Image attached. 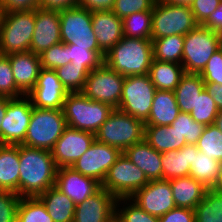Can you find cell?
Segmentation results:
<instances>
[{
    "instance_id": "6da1fadb",
    "label": "cell",
    "mask_w": 222,
    "mask_h": 222,
    "mask_svg": "<svg viewBox=\"0 0 222 222\" xmlns=\"http://www.w3.org/2000/svg\"><path fill=\"white\" fill-rule=\"evenodd\" d=\"M19 196L37 197L55 186L56 171L52 152L19 145Z\"/></svg>"
},
{
    "instance_id": "7a4b0ae2",
    "label": "cell",
    "mask_w": 222,
    "mask_h": 222,
    "mask_svg": "<svg viewBox=\"0 0 222 222\" xmlns=\"http://www.w3.org/2000/svg\"><path fill=\"white\" fill-rule=\"evenodd\" d=\"M152 59V40L123 36L105 54L104 63L125 77L148 74Z\"/></svg>"
},
{
    "instance_id": "3957f363",
    "label": "cell",
    "mask_w": 222,
    "mask_h": 222,
    "mask_svg": "<svg viewBox=\"0 0 222 222\" xmlns=\"http://www.w3.org/2000/svg\"><path fill=\"white\" fill-rule=\"evenodd\" d=\"M113 110L110 105L93 101L82 92L68 93L62 107L68 127L94 134Z\"/></svg>"
},
{
    "instance_id": "277c9868",
    "label": "cell",
    "mask_w": 222,
    "mask_h": 222,
    "mask_svg": "<svg viewBox=\"0 0 222 222\" xmlns=\"http://www.w3.org/2000/svg\"><path fill=\"white\" fill-rule=\"evenodd\" d=\"M35 29V9L1 12L0 54L11 55L30 51Z\"/></svg>"
},
{
    "instance_id": "5b68a950",
    "label": "cell",
    "mask_w": 222,
    "mask_h": 222,
    "mask_svg": "<svg viewBox=\"0 0 222 222\" xmlns=\"http://www.w3.org/2000/svg\"><path fill=\"white\" fill-rule=\"evenodd\" d=\"M145 123L118 109H114L95 133L96 141L124 152L144 140Z\"/></svg>"
},
{
    "instance_id": "8992f818",
    "label": "cell",
    "mask_w": 222,
    "mask_h": 222,
    "mask_svg": "<svg viewBox=\"0 0 222 222\" xmlns=\"http://www.w3.org/2000/svg\"><path fill=\"white\" fill-rule=\"evenodd\" d=\"M66 127L62 109H42L33 106L22 145L51 151Z\"/></svg>"
},
{
    "instance_id": "52a82bcc",
    "label": "cell",
    "mask_w": 222,
    "mask_h": 222,
    "mask_svg": "<svg viewBox=\"0 0 222 222\" xmlns=\"http://www.w3.org/2000/svg\"><path fill=\"white\" fill-rule=\"evenodd\" d=\"M222 47L221 33L198 25L184 35L182 66L185 73L200 74L210 57Z\"/></svg>"
},
{
    "instance_id": "ba28073f",
    "label": "cell",
    "mask_w": 222,
    "mask_h": 222,
    "mask_svg": "<svg viewBox=\"0 0 222 222\" xmlns=\"http://www.w3.org/2000/svg\"><path fill=\"white\" fill-rule=\"evenodd\" d=\"M199 24L190 7L155 1L152 11V39L186 35Z\"/></svg>"
},
{
    "instance_id": "9c48e42d",
    "label": "cell",
    "mask_w": 222,
    "mask_h": 222,
    "mask_svg": "<svg viewBox=\"0 0 222 222\" xmlns=\"http://www.w3.org/2000/svg\"><path fill=\"white\" fill-rule=\"evenodd\" d=\"M61 42L86 50H100L92 28V12L72 7L59 12Z\"/></svg>"
},
{
    "instance_id": "30bf717a",
    "label": "cell",
    "mask_w": 222,
    "mask_h": 222,
    "mask_svg": "<svg viewBox=\"0 0 222 222\" xmlns=\"http://www.w3.org/2000/svg\"><path fill=\"white\" fill-rule=\"evenodd\" d=\"M156 91L148 74L125 76L118 110L145 122Z\"/></svg>"
},
{
    "instance_id": "8fae6325",
    "label": "cell",
    "mask_w": 222,
    "mask_h": 222,
    "mask_svg": "<svg viewBox=\"0 0 222 222\" xmlns=\"http://www.w3.org/2000/svg\"><path fill=\"white\" fill-rule=\"evenodd\" d=\"M125 77L105 63L89 72L82 93L93 101H99L118 109Z\"/></svg>"
},
{
    "instance_id": "7c38bea8",
    "label": "cell",
    "mask_w": 222,
    "mask_h": 222,
    "mask_svg": "<svg viewBox=\"0 0 222 222\" xmlns=\"http://www.w3.org/2000/svg\"><path fill=\"white\" fill-rule=\"evenodd\" d=\"M148 182L145 173L122 153L110 167L101 187L116 198H130Z\"/></svg>"
},
{
    "instance_id": "4fadbf2b",
    "label": "cell",
    "mask_w": 222,
    "mask_h": 222,
    "mask_svg": "<svg viewBox=\"0 0 222 222\" xmlns=\"http://www.w3.org/2000/svg\"><path fill=\"white\" fill-rule=\"evenodd\" d=\"M32 111V101L27 95L8 98L1 124V144L20 145L24 142Z\"/></svg>"
},
{
    "instance_id": "5bb4252c",
    "label": "cell",
    "mask_w": 222,
    "mask_h": 222,
    "mask_svg": "<svg viewBox=\"0 0 222 222\" xmlns=\"http://www.w3.org/2000/svg\"><path fill=\"white\" fill-rule=\"evenodd\" d=\"M122 153L116 147L95 140L71 167L82 175L93 178L102 184L110 167Z\"/></svg>"
},
{
    "instance_id": "9a60e30c",
    "label": "cell",
    "mask_w": 222,
    "mask_h": 222,
    "mask_svg": "<svg viewBox=\"0 0 222 222\" xmlns=\"http://www.w3.org/2000/svg\"><path fill=\"white\" fill-rule=\"evenodd\" d=\"M95 140L94 133L67 126L51 150L56 167H71Z\"/></svg>"
},
{
    "instance_id": "2e32d148",
    "label": "cell",
    "mask_w": 222,
    "mask_h": 222,
    "mask_svg": "<svg viewBox=\"0 0 222 222\" xmlns=\"http://www.w3.org/2000/svg\"><path fill=\"white\" fill-rule=\"evenodd\" d=\"M130 199L145 212L155 217H161L176 208L170 180H152L136 191Z\"/></svg>"
},
{
    "instance_id": "e0dca14e",
    "label": "cell",
    "mask_w": 222,
    "mask_h": 222,
    "mask_svg": "<svg viewBox=\"0 0 222 222\" xmlns=\"http://www.w3.org/2000/svg\"><path fill=\"white\" fill-rule=\"evenodd\" d=\"M68 92L53 69L41 68L37 83L27 94L32 105L42 109H62Z\"/></svg>"
},
{
    "instance_id": "ac0fdd59",
    "label": "cell",
    "mask_w": 222,
    "mask_h": 222,
    "mask_svg": "<svg viewBox=\"0 0 222 222\" xmlns=\"http://www.w3.org/2000/svg\"><path fill=\"white\" fill-rule=\"evenodd\" d=\"M117 198L100 188L85 201L75 205L73 222H114Z\"/></svg>"
},
{
    "instance_id": "d6986e66",
    "label": "cell",
    "mask_w": 222,
    "mask_h": 222,
    "mask_svg": "<svg viewBox=\"0 0 222 222\" xmlns=\"http://www.w3.org/2000/svg\"><path fill=\"white\" fill-rule=\"evenodd\" d=\"M61 42L59 11L35 9V29L30 51L40 55L51 46Z\"/></svg>"
},
{
    "instance_id": "ffe728a7",
    "label": "cell",
    "mask_w": 222,
    "mask_h": 222,
    "mask_svg": "<svg viewBox=\"0 0 222 222\" xmlns=\"http://www.w3.org/2000/svg\"><path fill=\"white\" fill-rule=\"evenodd\" d=\"M55 187L77 205L97 192L101 184L75 171L72 167H60L56 171Z\"/></svg>"
},
{
    "instance_id": "44dd1931",
    "label": "cell",
    "mask_w": 222,
    "mask_h": 222,
    "mask_svg": "<svg viewBox=\"0 0 222 222\" xmlns=\"http://www.w3.org/2000/svg\"><path fill=\"white\" fill-rule=\"evenodd\" d=\"M92 28L99 48L104 54L124 36L123 21L112 10L93 11Z\"/></svg>"
},
{
    "instance_id": "7402d4cb",
    "label": "cell",
    "mask_w": 222,
    "mask_h": 222,
    "mask_svg": "<svg viewBox=\"0 0 222 222\" xmlns=\"http://www.w3.org/2000/svg\"><path fill=\"white\" fill-rule=\"evenodd\" d=\"M6 56L10 60L16 86L27 95L37 83L41 69L39 55L27 51Z\"/></svg>"
},
{
    "instance_id": "603a6c76",
    "label": "cell",
    "mask_w": 222,
    "mask_h": 222,
    "mask_svg": "<svg viewBox=\"0 0 222 222\" xmlns=\"http://www.w3.org/2000/svg\"><path fill=\"white\" fill-rule=\"evenodd\" d=\"M123 153L145 173L149 181L162 180V153L155 150L145 140L133 144Z\"/></svg>"
},
{
    "instance_id": "cb8c5ba5",
    "label": "cell",
    "mask_w": 222,
    "mask_h": 222,
    "mask_svg": "<svg viewBox=\"0 0 222 222\" xmlns=\"http://www.w3.org/2000/svg\"><path fill=\"white\" fill-rule=\"evenodd\" d=\"M19 145L0 144V190L19 195Z\"/></svg>"
},
{
    "instance_id": "d4e9b609",
    "label": "cell",
    "mask_w": 222,
    "mask_h": 222,
    "mask_svg": "<svg viewBox=\"0 0 222 222\" xmlns=\"http://www.w3.org/2000/svg\"><path fill=\"white\" fill-rule=\"evenodd\" d=\"M176 207L195 209L202 201L208 188L190 175L170 180Z\"/></svg>"
},
{
    "instance_id": "484cf974",
    "label": "cell",
    "mask_w": 222,
    "mask_h": 222,
    "mask_svg": "<svg viewBox=\"0 0 222 222\" xmlns=\"http://www.w3.org/2000/svg\"><path fill=\"white\" fill-rule=\"evenodd\" d=\"M197 149V145L187 144L180 150L162 153V179L171 180L188 176L190 174V165L193 163L194 152Z\"/></svg>"
},
{
    "instance_id": "4316f807",
    "label": "cell",
    "mask_w": 222,
    "mask_h": 222,
    "mask_svg": "<svg viewBox=\"0 0 222 222\" xmlns=\"http://www.w3.org/2000/svg\"><path fill=\"white\" fill-rule=\"evenodd\" d=\"M174 91L157 90L145 125H171L180 113Z\"/></svg>"
},
{
    "instance_id": "83f0119b",
    "label": "cell",
    "mask_w": 222,
    "mask_h": 222,
    "mask_svg": "<svg viewBox=\"0 0 222 222\" xmlns=\"http://www.w3.org/2000/svg\"><path fill=\"white\" fill-rule=\"evenodd\" d=\"M37 198L44 204L53 222H73L75 204L55 186L50 187Z\"/></svg>"
},
{
    "instance_id": "f1b7e54d",
    "label": "cell",
    "mask_w": 222,
    "mask_h": 222,
    "mask_svg": "<svg viewBox=\"0 0 222 222\" xmlns=\"http://www.w3.org/2000/svg\"><path fill=\"white\" fill-rule=\"evenodd\" d=\"M144 140L160 153L180 150L187 145L185 138L171 125H145Z\"/></svg>"
},
{
    "instance_id": "f546056e",
    "label": "cell",
    "mask_w": 222,
    "mask_h": 222,
    "mask_svg": "<svg viewBox=\"0 0 222 222\" xmlns=\"http://www.w3.org/2000/svg\"><path fill=\"white\" fill-rule=\"evenodd\" d=\"M185 74L182 64L152 59L149 77L157 90L174 91Z\"/></svg>"
},
{
    "instance_id": "4dcf8cb0",
    "label": "cell",
    "mask_w": 222,
    "mask_h": 222,
    "mask_svg": "<svg viewBox=\"0 0 222 222\" xmlns=\"http://www.w3.org/2000/svg\"><path fill=\"white\" fill-rule=\"evenodd\" d=\"M205 89V83L200 74L185 73L174 93L181 112L191 113L195 108L197 97Z\"/></svg>"
},
{
    "instance_id": "1f68e13d",
    "label": "cell",
    "mask_w": 222,
    "mask_h": 222,
    "mask_svg": "<svg viewBox=\"0 0 222 222\" xmlns=\"http://www.w3.org/2000/svg\"><path fill=\"white\" fill-rule=\"evenodd\" d=\"M222 163L208 158L198 149L194 152L193 163L190 165V176L203 183L208 189H213L220 180Z\"/></svg>"
},
{
    "instance_id": "d6a6232c",
    "label": "cell",
    "mask_w": 222,
    "mask_h": 222,
    "mask_svg": "<svg viewBox=\"0 0 222 222\" xmlns=\"http://www.w3.org/2000/svg\"><path fill=\"white\" fill-rule=\"evenodd\" d=\"M152 40L153 59L182 64L184 36L170 35Z\"/></svg>"
},
{
    "instance_id": "836d02e7",
    "label": "cell",
    "mask_w": 222,
    "mask_h": 222,
    "mask_svg": "<svg viewBox=\"0 0 222 222\" xmlns=\"http://www.w3.org/2000/svg\"><path fill=\"white\" fill-rule=\"evenodd\" d=\"M194 212L195 222H222V193L208 189Z\"/></svg>"
},
{
    "instance_id": "e575fe53",
    "label": "cell",
    "mask_w": 222,
    "mask_h": 222,
    "mask_svg": "<svg viewBox=\"0 0 222 222\" xmlns=\"http://www.w3.org/2000/svg\"><path fill=\"white\" fill-rule=\"evenodd\" d=\"M122 21L125 37L152 39V11L133 13L124 17Z\"/></svg>"
},
{
    "instance_id": "d590c367",
    "label": "cell",
    "mask_w": 222,
    "mask_h": 222,
    "mask_svg": "<svg viewBox=\"0 0 222 222\" xmlns=\"http://www.w3.org/2000/svg\"><path fill=\"white\" fill-rule=\"evenodd\" d=\"M59 80L68 93L82 92L89 70L85 66L67 63L55 69Z\"/></svg>"
},
{
    "instance_id": "8d00e7d4",
    "label": "cell",
    "mask_w": 222,
    "mask_h": 222,
    "mask_svg": "<svg viewBox=\"0 0 222 222\" xmlns=\"http://www.w3.org/2000/svg\"><path fill=\"white\" fill-rule=\"evenodd\" d=\"M16 222H53V219L37 197H21Z\"/></svg>"
},
{
    "instance_id": "74e56055",
    "label": "cell",
    "mask_w": 222,
    "mask_h": 222,
    "mask_svg": "<svg viewBox=\"0 0 222 222\" xmlns=\"http://www.w3.org/2000/svg\"><path fill=\"white\" fill-rule=\"evenodd\" d=\"M115 221L116 222H159L158 217L152 216L151 214L145 212L130 198H117L115 206Z\"/></svg>"
},
{
    "instance_id": "f35d334b",
    "label": "cell",
    "mask_w": 222,
    "mask_h": 222,
    "mask_svg": "<svg viewBox=\"0 0 222 222\" xmlns=\"http://www.w3.org/2000/svg\"><path fill=\"white\" fill-rule=\"evenodd\" d=\"M196 145L198 150L208 158H213L222 163V133L214 124L204 127Z\"/></svg>"
},
{
    "instance_id": "ab89813d",
    "label": "cell",
    "mask_w": 222,
    "mask_h": 222,
    "mask_svg": "<svg viewBox=\"0 0 222 222\" xmlns=\"http://www.w3.org/2000/svg\"><path fill=\"white\" fill-rule=\"evenodd\" d=\"M218 111L219 109L217 108L215 101L208 94L206 89H204L199 97H197L195 108L191 111L190 115L196 122L208 126L214 124Z\"/></svg>"
},
{
    "instance_id": "60d3db41",
    "label": "cell",
    "mask_w": 222,
    "mask_h": 222,
    "mask_svg": "<svg viewBox=\"0 0 222 222\" xmlns=\"http://www.w3.org/2000/svg\"><path fill=\"white\" fill-rule=\"evenodd\" d=\"M69 63L85 66L89 71L97 69L104 63L105 54L101 50H86L69 44Z\"/></svg>"
},
{
    "instance_id": "b9f144b4",
    "label": "cell",
    "mask_w": 222,
    "mask_h": 222,
    "mask_svg": "<svg viewBox=\"0 0 222 222\" xmlns=\"http://www.w3.org/2000/svg\"><path fill=\"white\" fill-rule=\"evenodd\" d=\"M171 126L185 138L186 144L189 145L197 144L205 127L203 124L193 120L190 113L185 112H180Z\"/></svg>"
},
{
    "instance_id": "7bdbcfd3",
    "label": "cell",
    "mask_w": 222,
    "mask_h": 222,
    "mask_svg": "<svg viewBox=\"0 0 222 222\" xmlns=\"http://www.w3.org/2000/svg\"><path fill=\"white\" fill-rule=\"evenodd\" d=\"M24 95L16 86L9 58L0 54V97L19 98Z\"/></svg>"
},
{
    "instance_id": "ee69618b",
    "label": "cell",
    "mask_w": 222,
    "mask_h": 222,
    "mask_svg": "<svg viewBox=\"0 0 222 222\" xmlns=\"http://www.w3.org/2000/svg\"><path fill=\"white\" fill-rule=\"evenodd\" d=\"M69 44L60 42L51 46L49 49L39 55L41 68L53 69L64 66L69 63Z\"/></svg>"
},
{
    "instance_id": "f6af8a7d",
    "label": "cell",
    "mask_w": 222,
    "mask_h": 222,
    "mask_svg": "<svg viewBox=\"0 0 222 222\" xmlns=\"http://www.w3.org/2000/svg\"><path fill=\"white\" fill-rule=\"evenodd\" d=\"M155 0H115L113 13L119 18L142 11H153Z\"/></svg>"
},
{
    "instance_id": "bcb514c9",
    "label": "cell",
    "mask_w": 222,
    "mask_h": 222,
    "mask_svg": "<svg viewBox=\"0 0 222 222\" xmlns=\"http://www.w3.org/2000/svg\"><path fill=\"white\" fill-rule=\"evenodd\" d=\"M20 196L12 191L0 190V222H16Z\"/></svg>"
},
{
    "instance_id": "7dc6e473",
    "label": "cell",
    "mask_w": 222,
    "mask_h": 222,
    "mask_svg": "<svg viewBox=\"0 0 222 222\" xmlns=\"http://www.w3.org/2000/svg\"><path fill=\"white\" fill-rule=\"evenodd\" d=\"M200 76L204 83L222 84V47L210 57Z\"/></svg>"
},
{
    "instance_id": "c3c4849f",
    "label": "cell",
    "mask_w": 222,
    "mask_h": 222,
    "mask_svg": "<svg viewBox=\"0 0 222 222\" xmlns=\"http://www.w3.org/2000/svg\"><path fill=\"white\" fill-rule=\"evenodd\" d=\"M221 3L222 0H194L190 8L196 22L202 25Z\"/></svg>"
},
{
    "instance_id": "681fc988",
    "label": "cell",
    "mask_w": 222,
    "mask_h": 222,
    "mask_svg": "<svg viewBox=\"0 0 222 222\" xmlns=\"http://www.w3.org/2000/svg\"><path fill=\"white\" fill-rule=\"evenodd\" d=\"M159 222H195V212L190 208L176 207L158 218Z\"/></svg>"
},
{
    "instance_id": "f907efd6",
    "label": "cell",
    "mask_w": 222,
    "mask_h": 222,
    "mask_svg": "<svg viewBox=\"0 0 222 222\" xmlns=\"http://www.w3.org/2000/svg\"><path fill=\"white\" fill-rule=\"evenodd\" d=\"M40 0H0L1 12L33 10L39 8Z\"/></svg>"
},
{
    "instance_id": "816d5d0a",
    "label": "cell",
    "mask_w": 222,
    "mask_h": 222,
    "mask_svg": "<svg viewBox=\"0 0 222 222\" xmlns=\"http://www.w3.org/2000/svg\"><path fill=\"white\" fill-rule=\"evenodd\" d=\"M80 0H40L39 8L52 11H62L72 7H78Z\"/></svg>"
},
{
    "instance_id": "f5cc1de1",
    "label": "cell",
    "mask_w": 222,
    "mask_h": 222,
    "mask_svg": "<svg viewBox=\"0 0 222 222\" xmlns=\"http://www.w3.org/2000/svg\"><path fill=\"white\" fill-rule=\"evenodd\" d=\"M115 0H80L79 7L90 12L112 10Z\"/></svg>"
},
{
    "instance_id": "db71d44e",
    "label": "cell",
    "mask_w": 222,
    "mask_h": 222,
    "mask_svg": "<svg viewBox=\"0 0 222 222\" xmlns=\"http://www.w3.org/2000/svg\"><path fill=\"white\" fill-rule=\"evenodd\" d=\"M202 26L210 28L215 32L222 33V3L210 14L209 18L202 24Z\"/></svg>"
},
{
    "instance_id": "11a10c76",
    "label": "cell",
    "mask_w": 222,
    "mask_h": 222,
    "mask_svg": "<svg viewBox=\"0 0 222 222\" xmlns=\"http://www.w3.org/2000/svg\"><path fill=\"white\" fill-rule=\"evenodd\" d=\"M205 89L215 101L217 108L222 110V84L205 83Z\"/></svg>"
},
{
    "instance_id": "9f6ffc18",
    "label": "cell",
    "mask_w": 222,
    "mask_h": 222,
    "mask_svg": "<svg viewBox=\"0 0 222 222\" xmlns=\"http://www.w3.org/2000/svg\"><path fill=\"white\" fill-rule=\"evenodd\" d=\"M8 105V97H0V144H1V124L5 117Z\"/></svg>"
},
{
    "instance_id": "6f0895ef",
    "label": "cell",
    "mask_w": 222,
    "mask_h": 222,
    "mask_svg": "<svg viewBox=\"0 0 222 222\" xmlns=\"http://www.w3.org/2000/svg\"><path fill=\"white\" fill-rule=\"evenodd\" d=\"M155 1L164 2L170 5L190 7L193 4L194 0H155Z\"/></svg>"
},
{
    "instance_id": "680465c9",
    "label": "cell",
    "mask_w": 222,
    "mask_h": 222,
    "mask_svg": "<svg viewBox=\"0 0 222 222\" xmlns=\"http://www.w3.org/2000/svg\"><path fill=\"white\" fill-rule=\"evenodd\" d=\"M214 125L219 129L222 133V110L218 111V114L215 118Z\"/></svg>"
},
{
    "instance_id": "91938a15",
    "label": "cell",
    "mask_w": 222,
    "mask_h": 222,
    "mask_svg": "<svg viewBox=\"0 0 222 222\" xmlns=\"http://www.w3.org/2000/svg\"><path fill=\"white\" fill-rule=\"evenodd\" d=\"M214 189L216 191L222 193V173H221V176H220V180H219V182L217 183V185L215 186Z\"/></svg>"
}]
</instances>
